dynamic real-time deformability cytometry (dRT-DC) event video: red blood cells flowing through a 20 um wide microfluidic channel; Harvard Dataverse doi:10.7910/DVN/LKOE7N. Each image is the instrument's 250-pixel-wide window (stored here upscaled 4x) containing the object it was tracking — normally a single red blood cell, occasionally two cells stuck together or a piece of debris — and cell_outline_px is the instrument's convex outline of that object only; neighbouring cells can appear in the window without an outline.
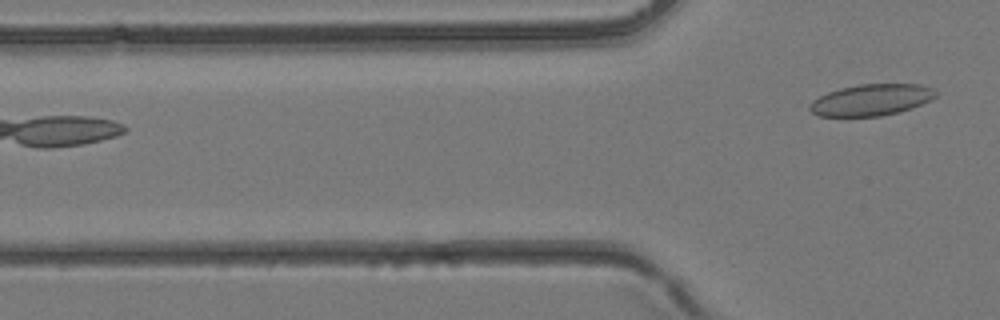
{"species": "common noctule bat (a hibernating species)", "species_latin": "Nyctalus noctula", "temperature_condition": "room temperature", "stored_images_in_passage": 3, "camera_frame_rate_fps": 3000, "um_per_image_px": 0.085, "animal": {"sex": "female", "body_mass_g": 24.6, "forearm_length_mm": 56.2}, "frame": {"image": 1, "passage_image": 3, "time_ms": 0.667, "image_size_px": [1000, 320], "cell_outline_px": [[936, 96], [912, 108], [900, 112], [880, 116], [820, 116], [812, 112], [808, 108], [812, 100], [828, 92], [840, 88], [860, 84], [920, 84], [932, 88], [936, 92]], "centroid_in_image_um": [74.04, 8.49], "position_along_channel_um": 51.8, "area_um2": 22.95}}